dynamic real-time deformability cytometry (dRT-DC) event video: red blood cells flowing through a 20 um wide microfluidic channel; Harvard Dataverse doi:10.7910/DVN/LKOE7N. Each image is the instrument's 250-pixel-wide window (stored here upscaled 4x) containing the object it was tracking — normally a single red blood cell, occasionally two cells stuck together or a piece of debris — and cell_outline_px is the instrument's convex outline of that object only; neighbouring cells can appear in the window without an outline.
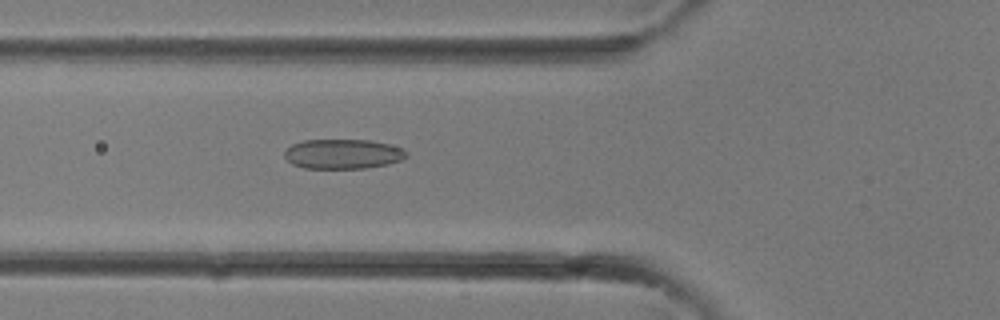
{"species": "common noctule bat (a hibernating species)", "species_latin": "Nyctalus noctula", "temperature_condition": "room temperature", "stored_images_in_passage": 33, "camera_frame_rate_fps": 3000, "um_per_image_px": 0.085, "animal": {"sex": "female"}, "frame": {"image": 1, "passage_image": 12, "time_ms": 3.667, "image_size_px": [1000, 320], "cell_outline_px": [[408, 156], [400, 160], [388, 164], [364, 168], [304, 168], [292, 164], [284, 156], [284, 152], [292, 144], [304, 140], [372, 140], [404, 148], [408, 152]], "centroid_in_image_um": [29.17, 13.08], "position_along_channel_um": 96.6, "area_um2": 21.15}}
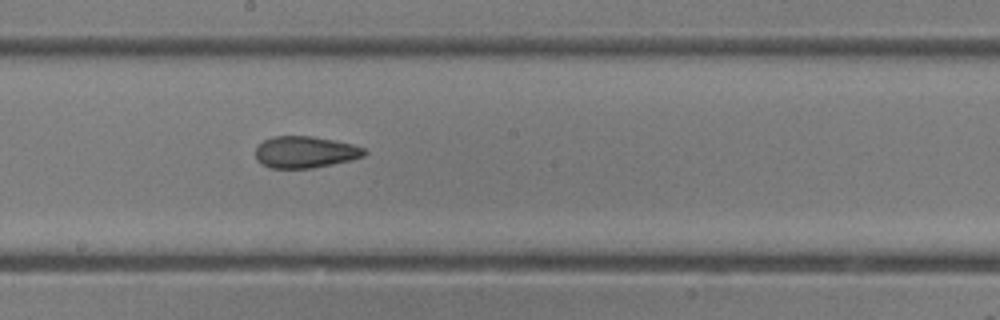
{"frame": {"image": 2, "passage_image": 18, "time_ms": 5.667, "image_size_px": [1000, 320], "cell_outline_px": [[368, 152], [364, 156], [352, 160], [312, 168], [268, 168], [260, 164], [256, 160], [256, 148], [264, 140], [272, 136], [312, 136], [352, 144], [364, 148]], "centroid_in_image_um": [25.93, 12.93], "position_along_channel_um": 222.3, "area_um2": 20.17}}
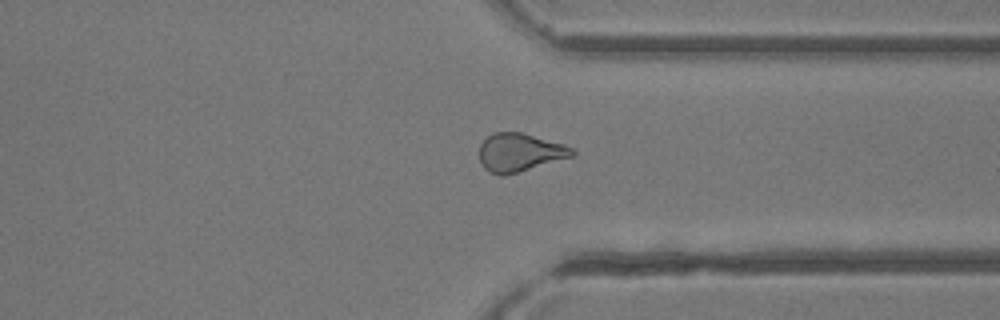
{"frame": {"image": 3, "passage_image": 25, "time_ms": 8.0, "image_size_px": [1000, 320], "cell_outline_px": [[576, 152], [572, 156], [504, 176], [500, 176], [488, 172], [484, 168], [480, 160], [480, 144], [492, 132], [520, 132], [564, 144], [572, 148]], "centroid_in_image_um": [44.14, 12.96], "position_along_channel_um": 367.3, "area_um2": 20.52}}